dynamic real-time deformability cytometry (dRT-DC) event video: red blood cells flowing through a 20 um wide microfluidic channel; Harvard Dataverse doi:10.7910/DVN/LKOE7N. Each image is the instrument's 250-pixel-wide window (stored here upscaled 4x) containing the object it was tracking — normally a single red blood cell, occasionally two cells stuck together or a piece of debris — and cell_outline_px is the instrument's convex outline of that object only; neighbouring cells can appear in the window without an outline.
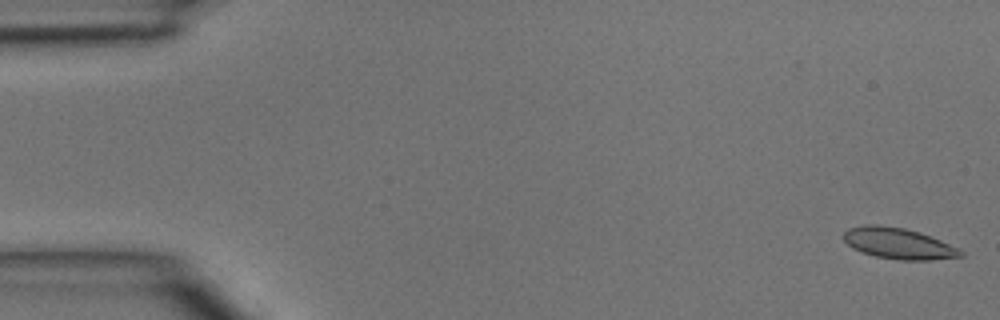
{"species": "common noctule bat (a hibernating species)", "species_latin": "Nyctalus noctula", "temperature_condition": "room temperature", "stored_images_in_passage": 7, "camera_frame_rate_fps": 3000, "um_per_image_px": 0.085, "animal": {"sex": "male", "body_mass_g": 15.6}, "frame": {"image": 1, "passage_image": 1, "time_ms": 0.0, "image_size_px": [1000, 320], "cell_outline_px": [[964, 256], [928, 260], [900, 260], [876, 256], [852, 248], [844, 240], [844, 232], [848, 228], [864, 224], [876, 224], [904, 228], [920, 232], [960, 248], [964, 252]], "centroid_in_image_um": [76.38, 20.68], "position_along_channel_um": 8.6, "area_um2": 21.15}}